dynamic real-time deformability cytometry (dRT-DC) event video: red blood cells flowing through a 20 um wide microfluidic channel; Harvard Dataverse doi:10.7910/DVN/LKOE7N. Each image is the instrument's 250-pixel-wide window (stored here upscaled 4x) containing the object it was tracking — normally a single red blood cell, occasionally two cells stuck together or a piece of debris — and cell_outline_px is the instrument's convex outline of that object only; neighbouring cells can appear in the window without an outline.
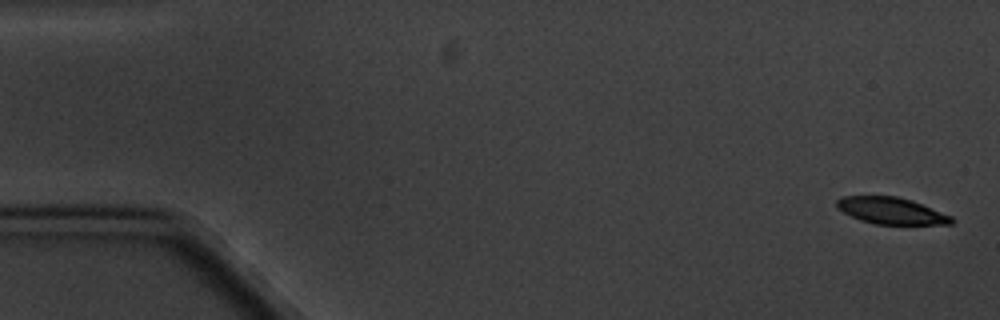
{"species": "common noctule bat (a hibernating species)", "species_latin": "Nyctalus noctula", "temperature_condition": "cold", "stored_images_in_passage": 5, "camera_frame_rate_fps": 3000, "um_per_image_px": 0.085, "animal": {"sex": "male", "body_mass_g": 20.1, "forearm_length_mm": 53.5}, "frame": {"image": 1, "passage_image": 1, "time_ms": 0.0, "image_size_px": [1000, 320], "cell_outline_px": [[956, 220], [952, 224], [876, 224], [860, 220], [836, 208], [836, 200], [840, 196], [896, 196], [912, 200], [952, 216]], "centroid_in_image_um": [75.75, 17.91], "position_along_channel_um": 9.2, "area_um2": 17.86}}
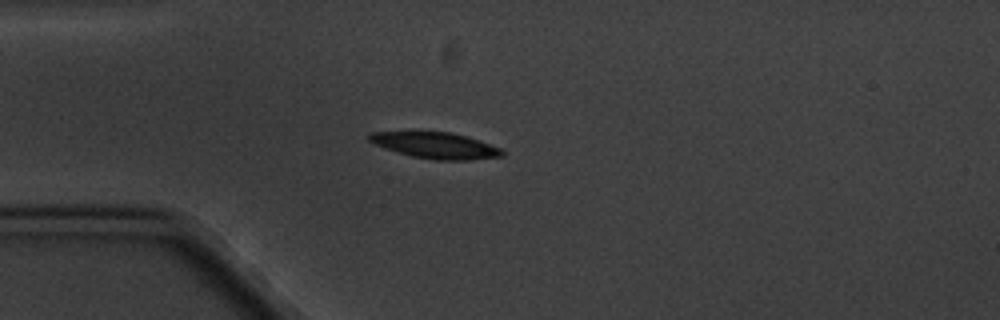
{"frame": {"image": 2, "passage_image": 5, "time_ms": 4.667, "image_size_px": [1000, 320], "cell_outline_px": [[504, 156], [468, 160], [436, 160], [412, 156], [384, 148], [368, 140], [368, 136], [372, 132], [448, 132], [468, 136], [480, 140], [500, 148], [504, 152]], "centroid_in_image_um": [37.06, 12.36], "position_along_channel_um": 47.9, "area_um2": 20.06}}